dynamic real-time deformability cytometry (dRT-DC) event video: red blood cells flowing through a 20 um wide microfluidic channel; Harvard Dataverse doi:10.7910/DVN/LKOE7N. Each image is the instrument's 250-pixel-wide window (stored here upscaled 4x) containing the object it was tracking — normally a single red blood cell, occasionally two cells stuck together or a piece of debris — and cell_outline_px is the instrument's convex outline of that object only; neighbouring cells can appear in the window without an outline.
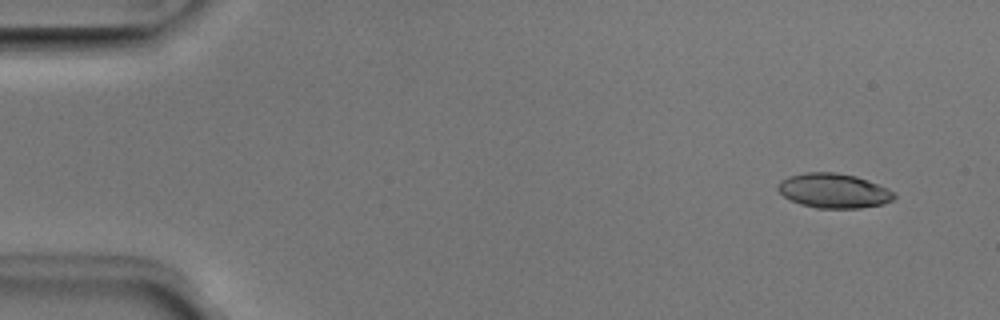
{"species": "Egyptian fruit bat (a non-hibernating species)", "species_latin": "Rousettus aegyptiacus", "temperature_condition": "room temperature", "stored_images_in_passage": 49, "camera_frame_rate_fps": 3000, "um_per_image_px": 0.085, "animal": {"sex": "male"}, "frame": {"image": 1, "passage_image": 2, "time_ms": 0.333, "image_size_px": [1000, 320], "cell_outline_px": [[896, 196], [892, 200], [884, 204], [860, 208], [816, 208], [800, 204], [784, 196], [776, 188], [776, 184], [780, 180], [788, 176], [804, 172], [836, 172], [856, 176], [868, 180], [888, 188], [896, 192]], "centroid_in_image_um": [70.87, 16.2], "position_along_channel_um": 14.1, "area_um2": 23.7}}
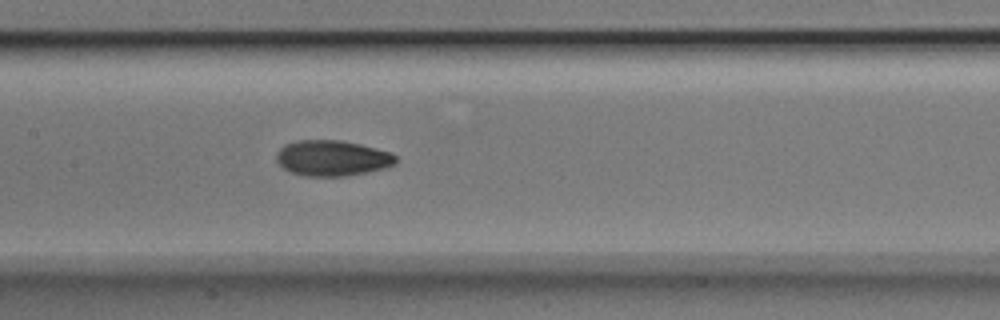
{"frame": {"image": 2, "passage_image": 23, "time_ms": 7.333, "image_size_px": [1000, 320], "cell_outline_px": [[396, 160], [392, 164], [384, 168], [344, 176], [304, 176], [292, 172], [284, 168], [276, 160], [276, 152], [284, 144], [296, 140], [340, 140], [360, 144], [376, 148], [388, 152], [396, 156]], "centroid_in_image_um": [28.18, 13.43], "position_along_channel_um": 179.2, "area_um2": 24.57}}
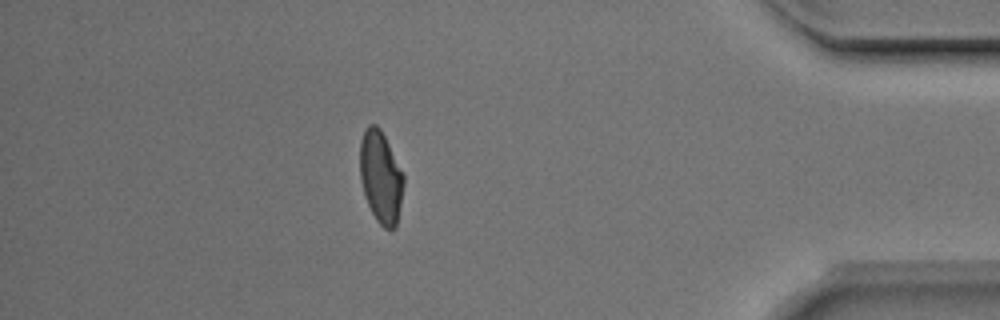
{"frame": {"image": 3, "passage_image": 43, "time_ms": 14.0, "image_size_px": [1000, 320], "cell_outline_px": [[404, 184], [396, 228], [384, 228], [376, 220], [368, 204], [360, 180], [360, 140], [364, 128], [368, 124], [376, 124], [380, 128], [404, 176]], "centroid_in_image_um": [32.35, 15.03], "position_along_channel_um": 402.9, "area_um2": 23.29}, "authors_computed_cell_mechanics": {"area_um2": 23.6402, "velocity_mm_per_s": 3.9821, "shape_relaxation_time_tau1_ms": 3.5616, "shape_relaxation_time_tau2_ms": 1.9804, "deformation_change_tau1": 0.1454, "deformation_change_tau2": 0.0666}}